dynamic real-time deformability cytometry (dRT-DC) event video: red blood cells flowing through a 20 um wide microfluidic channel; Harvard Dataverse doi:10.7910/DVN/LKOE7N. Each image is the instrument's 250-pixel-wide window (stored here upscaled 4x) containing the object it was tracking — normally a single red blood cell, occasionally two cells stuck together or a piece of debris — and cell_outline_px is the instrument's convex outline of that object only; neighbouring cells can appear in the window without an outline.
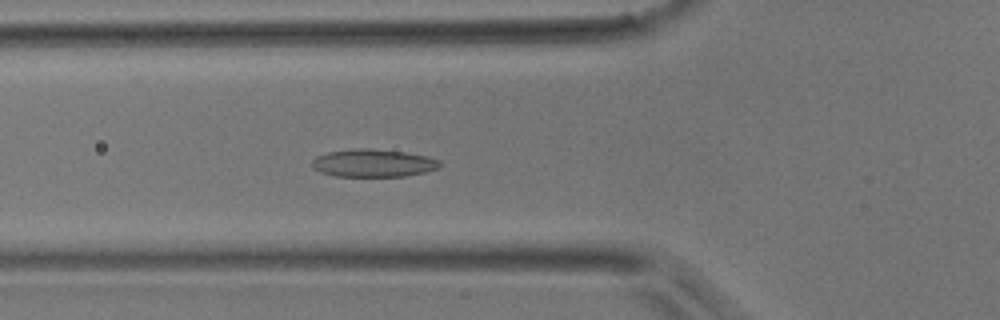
{"species": "common noctule bat (a hibernating species)", "species_latin": "Nyctalus noctula", "temperature_condition": "room temperature", "stored_images_in_passage": 14, "camera_frame_rate_fps": 3000, "um_per_image_px": 0.085, "animal": {"sex": "male", "body_mass_g": 17.9}, "frame": {"image": 1, "passage_image": 11, "time_ms": 3.333, "image_size_px": [1000, 320], "cell_outline_px": [[440, 168], [424, 172], [404, 176], [336, 176], [320, 172], [312, 168], [312, 160], [316, 156], [328, 152], [352, 148], [372, 148], [404, 152], [428, 156], [440, 160]], "centroid_in_image_um": [31.71, 13.85], "position_along_channel_um": 94.1, "area_um2": 20.81}}
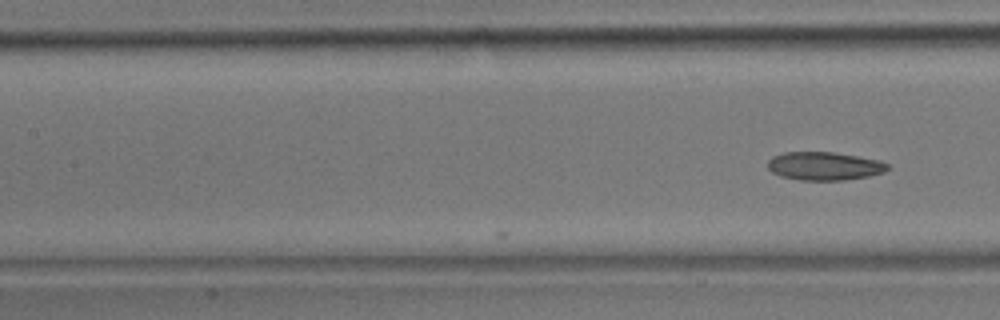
{"frame": {"image": 2, "passage_image": 14, "time_ms": 4.333, "image_size_px": [1000, 320], "cell_outline_px": [[888, 168], [884, 172], [868, 176], [844, 180], [800, 180], [780, 176], [772, 172], [768, 168], [768, 160], [772, 156], [784, 152], [836, 152], [880, 160], [888, 164]], "centroid_in_image_um": [70.06, 14.11], "position_along_channel_um": 137.3, "area_um2": 19.83}}